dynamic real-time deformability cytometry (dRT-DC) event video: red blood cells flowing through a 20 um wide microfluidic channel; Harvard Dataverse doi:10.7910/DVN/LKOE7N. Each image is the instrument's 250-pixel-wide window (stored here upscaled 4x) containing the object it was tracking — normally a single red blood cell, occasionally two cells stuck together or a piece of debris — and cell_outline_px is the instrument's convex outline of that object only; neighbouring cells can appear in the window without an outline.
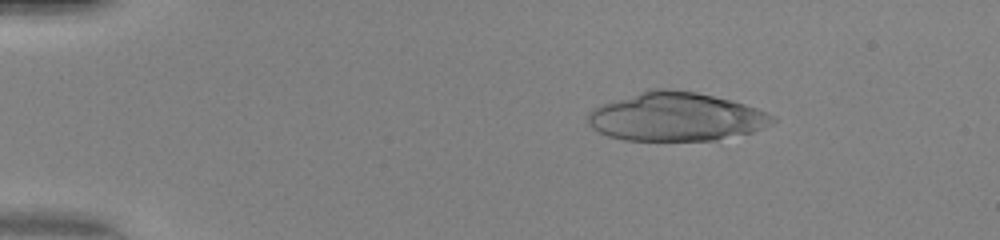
{"species": "human", "species_latin": "Homo sapiens", "temperature_condition": "warm", "stored_images_in_passage": 37, "camera_frame_rate_fps": 3000, "um_per_image_px": 0.085, "donor": {"sex": "female"}, "frame": {"image": 1, "passage_image": 9, "time_ms": 2.667, "image_size_px": [1000, 240], "cell_outline_px": [[776, 120], [772, 124], [764, 128], [752, 132], [716, 140], [624, 140], [608, 136], [592, 128], [588, 124], [588, 112], [592, 108], [600, 104], [648, 88], [664, 88], [696, 92], [732, 100], [768, 112], [776, 116]], "centroid_in_image_um": [57.45, 9.91], "position_along_channel_um": 27.5, "area_um2": 52.66}}